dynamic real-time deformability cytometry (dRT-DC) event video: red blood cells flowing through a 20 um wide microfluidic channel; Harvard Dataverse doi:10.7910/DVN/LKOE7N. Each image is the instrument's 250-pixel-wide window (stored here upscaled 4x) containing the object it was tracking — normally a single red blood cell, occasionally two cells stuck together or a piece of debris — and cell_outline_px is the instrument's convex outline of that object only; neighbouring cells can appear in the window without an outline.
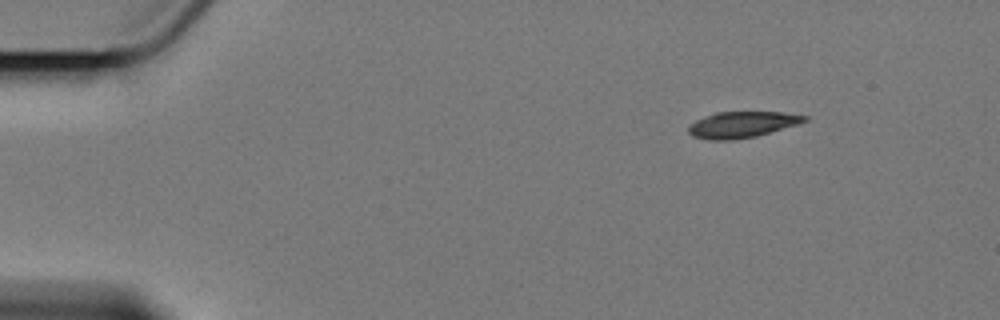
{"species": "Egyptian fruit bat (a non-hibernating species)", "species_latin": "Rousettus aegyptiacus", "temperature_condition": "cold", "stored_images_in_passage": 5, "segment_of_instrument_passage": [1, 2], "camera_frame_rate_fps": 3000, "um_per_image_px": 0.085, "animal": {"sex": "female"}, "frame": {"image": 1, "passage_image": 1, "time_ms": 0.0, "image_size_px": [1000, 320], "cell_outline_px": [[808, 120], [796, 124], [756, 136], [732, 140], [708, 140], [692, 136], [688, 132], [688, 128], [696, 120], [704, 116], [716, 112], [784, 112], [808, 116]], "centroid_in_image_um": [63.04, 10.59], "position_along_channel_um": 22.0, "area_um2": 17.51}}